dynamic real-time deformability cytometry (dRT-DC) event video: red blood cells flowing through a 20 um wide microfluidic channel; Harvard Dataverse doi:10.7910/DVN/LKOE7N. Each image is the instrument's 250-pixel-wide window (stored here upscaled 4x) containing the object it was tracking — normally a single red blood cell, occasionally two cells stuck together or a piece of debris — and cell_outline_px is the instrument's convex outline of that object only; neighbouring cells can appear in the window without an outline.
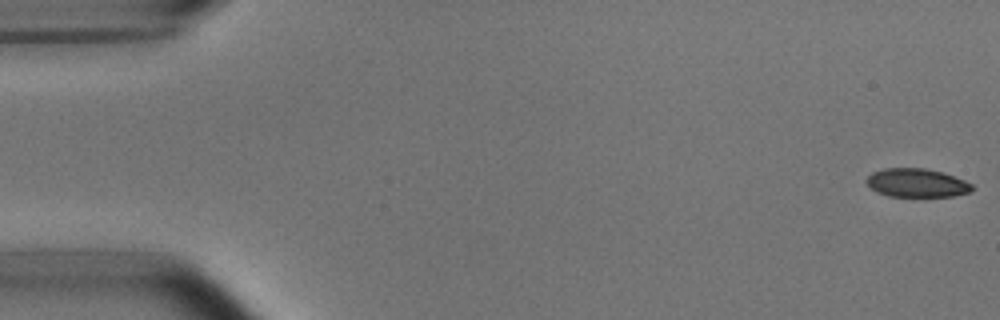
{"species": "common noctule bat (a hibernating species)", "species_latin": "Nyctalus noctula", "temperature_condition": "room temperature", "stored_images_in_passage": 10, "camera_frame_rate_fps": 3000, "um_per_image_px": 0.085, "animal": {"sex": "male", "body_mass_g": 15.6}, "frame": {"image": 1, "passage_image": 1, "time_ms": 0.0, "image_size_px": [1000, 320], "cell_outline_px": [[972, 192], [952, 196], [888, 196], [876, 192], [864, 180], [872, 172], [884, 168], [924, 168], [940, 172], [964, 180], [972, 184]], "centroid_in_image_um": [77.89, 15.55], "position_along_channel_um": 7.1, "area_um2": 17.46}}